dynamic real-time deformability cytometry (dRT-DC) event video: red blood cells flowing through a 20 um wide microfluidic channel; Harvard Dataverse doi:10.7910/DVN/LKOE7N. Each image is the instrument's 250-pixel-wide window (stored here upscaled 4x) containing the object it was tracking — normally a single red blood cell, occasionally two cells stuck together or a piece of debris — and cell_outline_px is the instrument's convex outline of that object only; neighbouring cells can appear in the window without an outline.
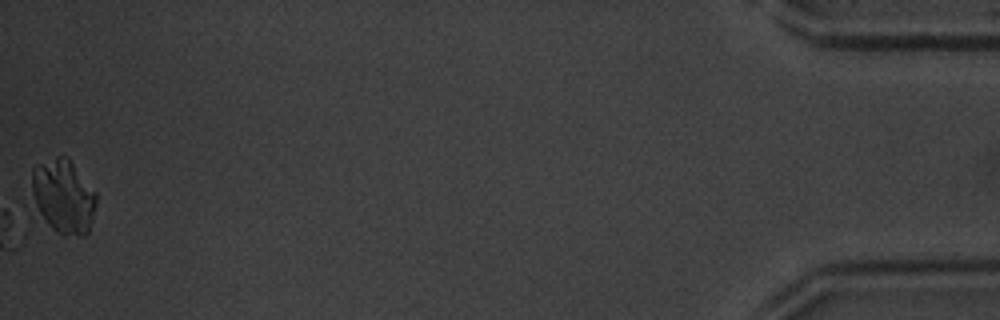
{"species": "common noctule bat (a hibernating species)", "species_latin": "Nyctalus noctula", "temperature_condition": "warm", "stored_images_in_passage": 34, "camera_frame_rate_fps": 3000, "um_per_image_px": 0.085, "animal": {"sex": "male", "body_mass_g": 20.1, "forearm_length_mm": 53.5}, "frame": {"image": 1, "passage_image": 34, "time_ms": 11.0, "image_size_px": [1000, 320], "cell_outline_px": [[96, 204], [92, 220], [88, 232], [84, 236], [64, 236], [56, 232], [44, 224], [28, 200], [32, 168], [36, 164], [60, 156], [68, 156], [96, 192]], "centroid_in_image_um": [5.3, 16.72], "position_along_channel_um": 429.9, "area_um2": 29.25}, "authors_computed_cell_mechanics": {"area_um2": 15.5193, "velocity_mm_per_s": 4.1606, "shape_relaxation_time_tau1_ms": 1.2296, "shape_relaxation_time_tau2_ms": null, "deformation_change_tau1": 0.0941, "deformation_change_tau2": null}}